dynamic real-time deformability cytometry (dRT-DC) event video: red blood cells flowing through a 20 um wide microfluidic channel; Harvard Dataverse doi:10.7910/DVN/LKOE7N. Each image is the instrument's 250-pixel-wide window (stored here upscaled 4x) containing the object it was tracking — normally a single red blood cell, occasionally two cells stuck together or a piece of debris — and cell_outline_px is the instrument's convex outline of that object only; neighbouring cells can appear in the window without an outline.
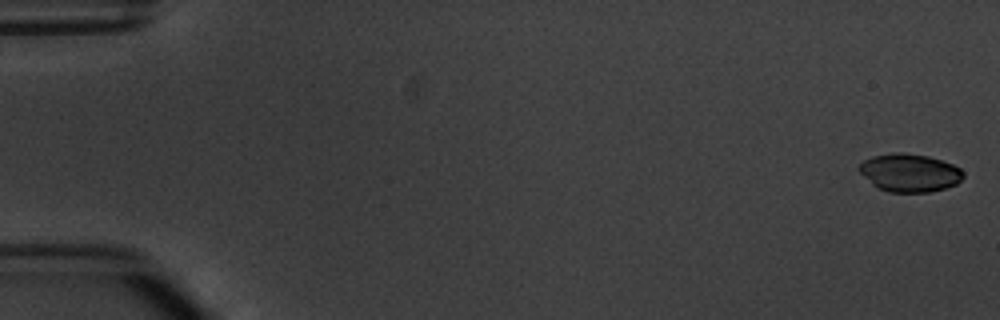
{"species": "common noctule bat (a hibernating species)", "species_latin": "Nyctalus noctula", "temperature_condition": "warm", "stored_images_in_passage": 6, "camera_frame_rate_fps": 3000, "um_per_image_px": 0.085, "animal": {"sex": "male", "body_mass_g": 20.1, "forearm_length_mm": 53.5}, "frame": {"image": 1, "passage_image": 1, "time_ms": 0.0, "image_size_px": [1000, 320], "cell_outline_px": [[964, 176], [956, 184], [944, 188], [928, 192], [888, 192], [876, 188], [856, 168], [864, 160], [872, 156], [892, 152], [904, 152], [928, 156], [952, 164], [960, 168], [964, 172]], "centroid_in_image_um": [77.29, 14.68], "position_along_channel_um": 7.7, "area_um2": 23.18}}
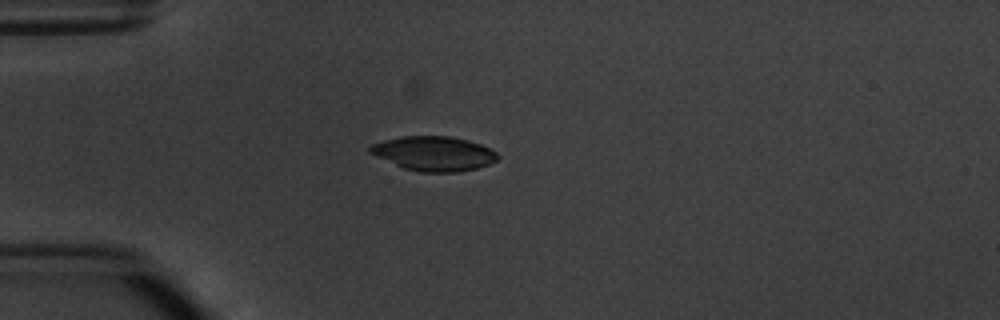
{"frame": {"image": 2, "passage_image": 5, "time_ms": 4.667, "image_size_px": [1000, 320], "cell_outline_px": [[500, 156], [496, 160], [488, 164], [476, 168], [456, 172], [420, 172], [404, 168], [376, 156], [368, 152], [368, 148], [372, 144], [384, 140], [400, 136], [448, 136], [468, 140], [480, 144], [496, 152]], "centroid_in_image_um": [36.86, 13.04], "position_along_channel_um": 48.1, "area_um2": 25.49}}